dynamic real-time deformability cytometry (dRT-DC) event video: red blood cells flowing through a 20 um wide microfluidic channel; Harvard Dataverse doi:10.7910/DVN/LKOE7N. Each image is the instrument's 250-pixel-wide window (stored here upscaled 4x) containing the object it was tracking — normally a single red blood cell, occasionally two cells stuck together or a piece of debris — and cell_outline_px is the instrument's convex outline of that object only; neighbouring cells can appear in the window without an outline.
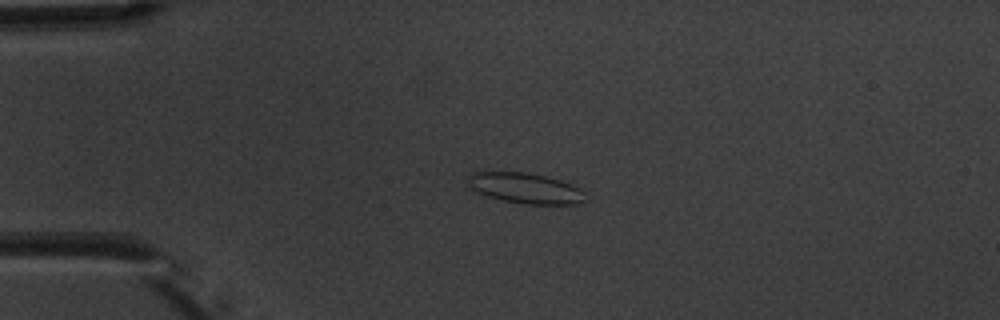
{"species": "common noctule bat (a hibernating species)", "species_latin": "Nyctalus noctula", "temperature_condition": "warm", "stored_images_in_passage": 5, "camera_frame_rate_fps": 3000, "um_per_image_px": 0.085, "animal": {"sex": "male", "body_mass_g": 20.1, "forearm_length_mm": 53.5}, "frame": {"image": 1, "passage_image": 4, "time_ms": 3.333, "image_size_px": [1000, 320], "cell_outline_px": [[584, 204], [524, 204], [500, 200], [476, 192], [468, 188], [464, 180], [472, 172], [524, 172], [544, 176], [560, 180], [572, 184], [580, 188], [584, 192]], "centroid_in_image_um": [44.6, 16.0], "position_along_channel_um": 40.4, "area_um2": 21.21}}